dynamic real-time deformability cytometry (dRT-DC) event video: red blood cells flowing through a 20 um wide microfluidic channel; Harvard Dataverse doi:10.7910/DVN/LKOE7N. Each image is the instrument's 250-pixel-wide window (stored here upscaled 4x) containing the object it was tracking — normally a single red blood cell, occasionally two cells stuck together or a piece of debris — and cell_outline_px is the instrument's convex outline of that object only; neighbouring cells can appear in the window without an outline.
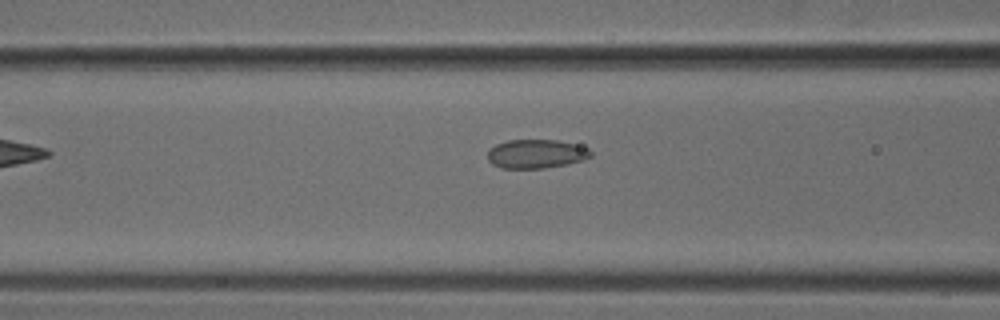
{"species": "common noctule bat (a hibernating species)", "species_latin": "Nyctalus noctula", "temperature_condition": "cold", "stored_images_in_passage": 7, "camera_frame_rate_fps": 3000, "um_per_image_px": 0.085, "animal": {"sex": "male", "body_mass_g": 18.8}, "frame": {"image": 1, "passage_image": 6, "time_ms": 1.667, "image_size_px": [1000, 320], "cell_outline_px": [[592, 156], [584, 160], [568, 164], [544, 168], [500, 168], [492, 164], [488, 160], [488, 148], [496, 144], [508, 140], [556, 140], [588, 148], [592, 152]], "centroid_in_image_um": [45.55, 13.08], "position_along_channel_um": 121.1, "area_um2": 17.4}}
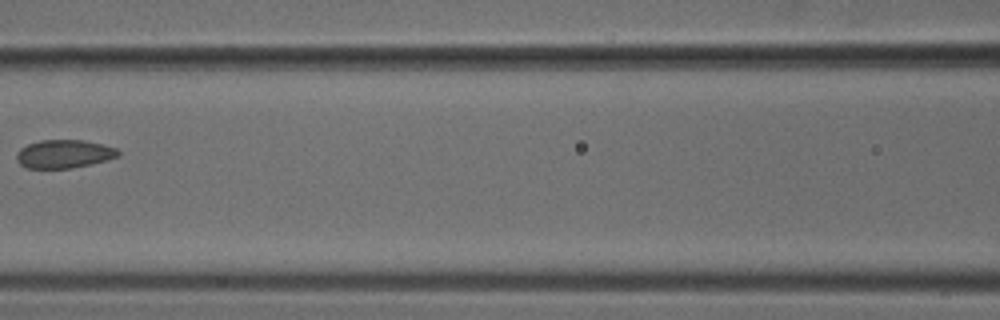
{"frame": {"image": 2, "passage_image": 7, "time_ms": 2.0, "image_size_px": [1000, 320], "cell_outline_px": [[120, 156], [108, 160], [72, 168], [28, 168], [20, 164], [16, 160], [16, 152], [20, 148], [28, 144], [40, 140], [84, 140], [116, 148], [120, 152]], "centroid_in_image_um": [5.43, 13.08], "position_along_channel_um": 161.2, "area_um2": 16.82}}